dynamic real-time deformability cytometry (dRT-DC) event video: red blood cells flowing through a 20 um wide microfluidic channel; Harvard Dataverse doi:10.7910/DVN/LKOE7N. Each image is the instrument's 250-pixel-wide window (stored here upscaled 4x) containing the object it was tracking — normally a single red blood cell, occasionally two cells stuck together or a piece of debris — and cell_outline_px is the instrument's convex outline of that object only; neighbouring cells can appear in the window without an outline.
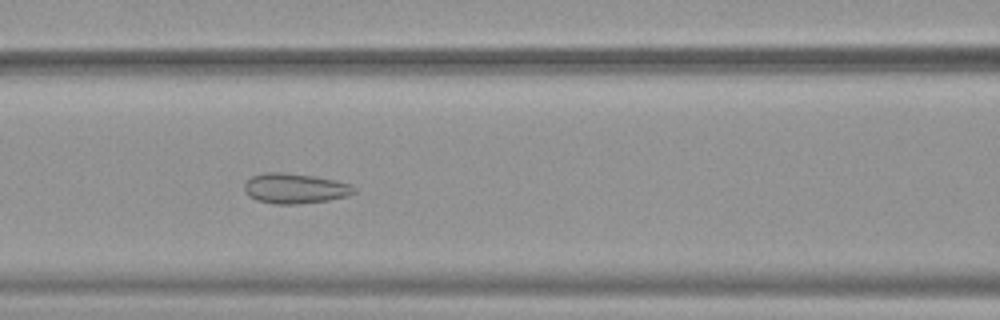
{"species": "common noctule bat (a hibernating species)", "species_latin": "Nyctalus noctula", "temperature_condition": "warm", "stored_images_in_passage": 47, "camera_frame_rate_fps": 3000, "um_per_image_px": 0.085, "animal": {"sex": "female", "body_mass_g": 19.9}, "frame": {"image": 1, "passage_image": 18, "time_ms": 5.667, "image_size_px": [1000, 320], "cell_outline_px": [[356, 192], [348, 196], [328, 200], [296, 204], [276, 204], [256, 200], [248, 196], [244, 192], [244, 184], [252, 176], [264, 172], [284, 172], [312, 176], [336, 180], [352, 184], [356, 188]], "centroid_in_image_um": [25.07, 16.01], "position_along_channel_um": 141.5, "area_um2": 19.42}}
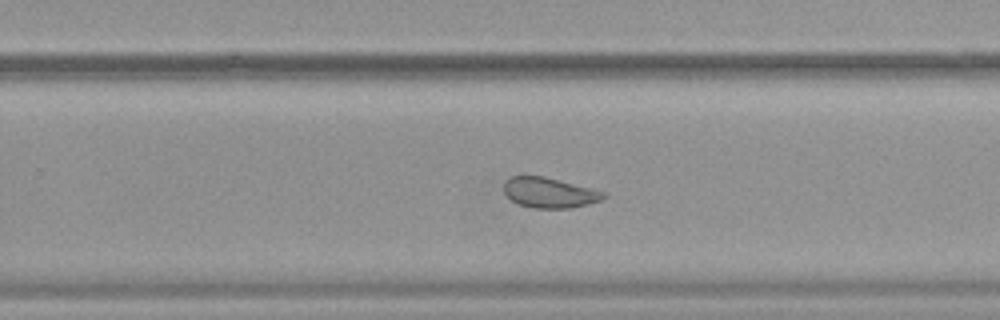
{"frame": {"image": 2, "passage_image": 29, "time_ms": 9.333, "image_size_px": [1000, 320], "cell_outline_px": [[608, 196], [600, 200], [588, 204], [568, 208], [532, 208], [516, 204], [504, 192], [504, 180], [512, 176], [544, 176], [608, 192]], "centroid_in_image_um": [46.71, 16.38], "position_along_channel_um": 283.1, "area_um2": 17.74}}
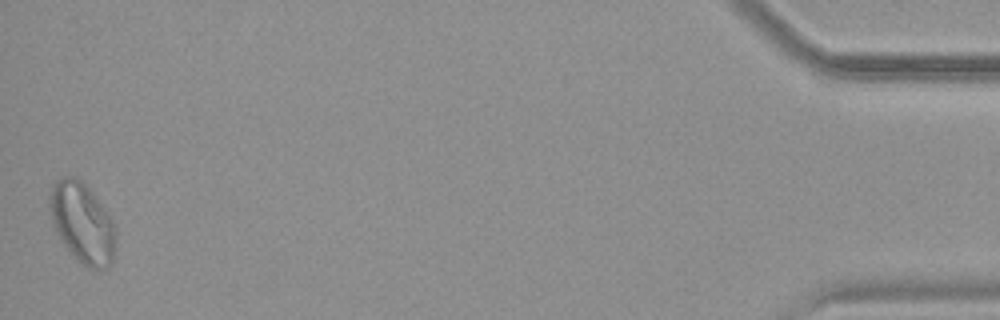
{"frame": {"image": 3, "passage_image": 47, "time_ms": 15.333, "image_size_px": [1000, 320], "cell_outline_px": [[116, 240], [112, 264], [108, 268], [96, 272], [88, 268], [60, 240], [52, 224], [48, 208], [48, 196], [52, 184], [60, 176], [76, 176], [92, 192], [112, 220], [116, 228]], "centroid_in_image_um": [6.98, 18.94], "position_along_channel_um": 428.2, "area_um2": 31.27}, "authors_computed_cell_mechanics": {"area_um2": 22.7154, "velocity_mm_per_s": 3.8832, "shape_relaxation_time_tau1_ms": null, "shape_relaxation_time_tau2_ms": 1.1954, "deformation_change_tau1": null, "deformation_change_tau2": 0.0759}}